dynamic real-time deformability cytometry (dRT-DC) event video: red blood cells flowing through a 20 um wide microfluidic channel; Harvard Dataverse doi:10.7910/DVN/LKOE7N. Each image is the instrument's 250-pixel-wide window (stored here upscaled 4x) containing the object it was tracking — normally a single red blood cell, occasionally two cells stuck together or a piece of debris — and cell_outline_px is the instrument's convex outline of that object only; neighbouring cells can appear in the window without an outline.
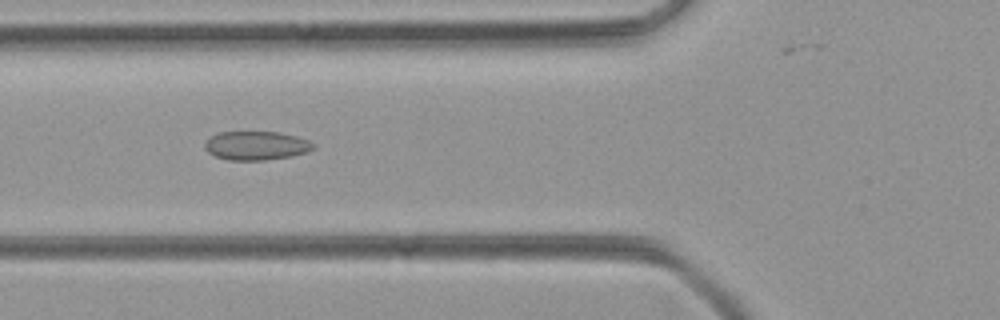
{"species": "common noctule bat (a hibernating species)", "species_latin": "Nyctalus noctula", "temperature_condition": "room temperature", "stored_images_in_passage": 25, "camera_frame_rate_fps": 3000, "um_per_image_px": 0.085, "animal": {"sex": "female", "body_mass_g": 21.9}, "frame": {"image": 1, "passage_image": 18, "time_ms": 5.667, "image_size_px": [1000, 320], "cell_outline_px": [[316, 144], [308, 152], [292, 156], [264, 160], [228, 160], [216, 156], [208, 152], [204, 148], [204, 144], [208, 136], [216, 132], [280, 132], [296, 136], [308, 140]], "centroid_in_image_um": [21.75, 12.37], "position_along_channel_um": 104.1, "area_um2": 18.38}}
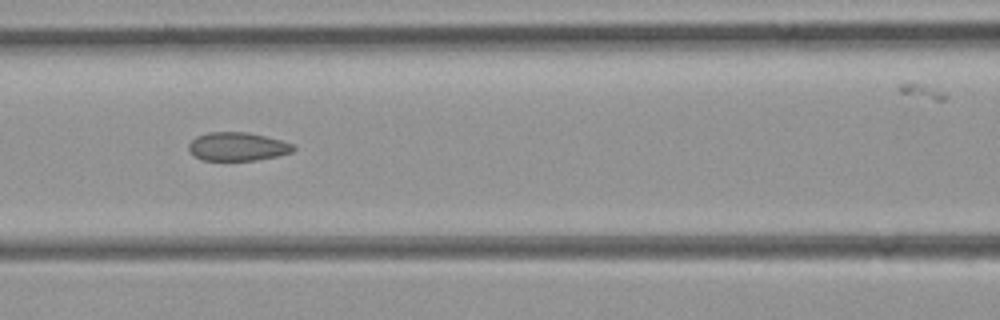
{"frame": {"image": 2, "passage_image": 21, "time_ms": 6.667, "image_size_px": [1000, 320], "cell_outline_px": [[296, 148], [292, 152], [276, 156], [256, 160], [204, 160], [188, 152], [188, 144], [196, 136], [208, 132], [248, 132], [280, 140], [292, 144]], "centroid_in_image_um": [20.16, 12.45], "position_along_channel_um": 146.4, "area_um2": 17.28}}
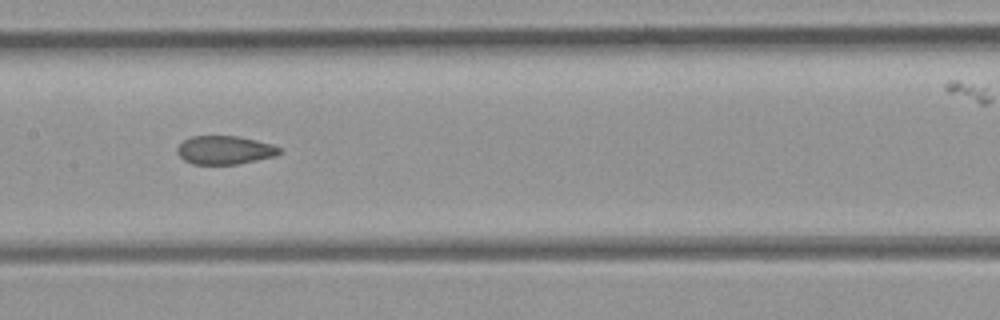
{"frame": {"image": 3, "passage_image": 24, "time_ms": 7.667, "image_size_px": [1000, 320], "cell_outline_px": [[280, 152], [276, 156], [236, 164], [192, 164], [184, 160], [176, 152], [176, 148], [184, 140], [192, 136], [236, 136], [256, 140], [272, 144], [280, 148]], "centroid_in_image_um": [19.08, 12.75], "position_along_channel_um": 188.3, "area_um2": 16.88}}